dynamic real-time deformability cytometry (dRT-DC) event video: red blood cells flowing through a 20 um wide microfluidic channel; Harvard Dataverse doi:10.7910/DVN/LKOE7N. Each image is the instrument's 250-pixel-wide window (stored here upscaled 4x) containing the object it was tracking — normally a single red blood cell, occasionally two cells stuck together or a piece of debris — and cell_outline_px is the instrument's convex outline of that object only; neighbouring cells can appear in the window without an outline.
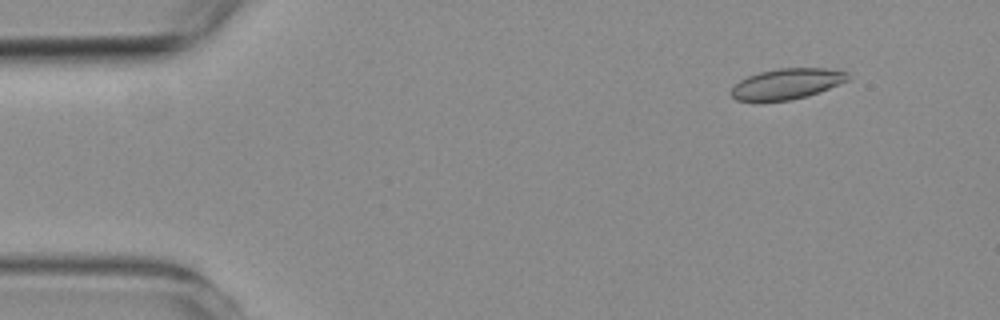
{"species": "common noctule bat (a hibernating species)", "species_latin": "Nyctalus noctula", "temperature_condition": "room temperature", "stored_images_in_passage": 4, "camera_frame_rate_fps": 3000, "um_per_image_px": 0.085, "animal": {"sex": "female", "body_mass_g": 19.3, "forearm_length_mm": 54.1}, "frame": {"image": 1, "passage_image": 2, "time_ms": 1.667, "image_size_px": [1000, 320], "cell_outline_px": [[848, 80], [828, 88], [804, 96], [788, 100], [736, 100], [732, 96], [732, 88], [740, 80], [748, 76], [760, 72], [780, 68], [828, 68], [848, 72]], "centroid_in_image_um": [66.89, 7.1], "position_along_channel_um": 18.1, "area_um2": 20.23}}
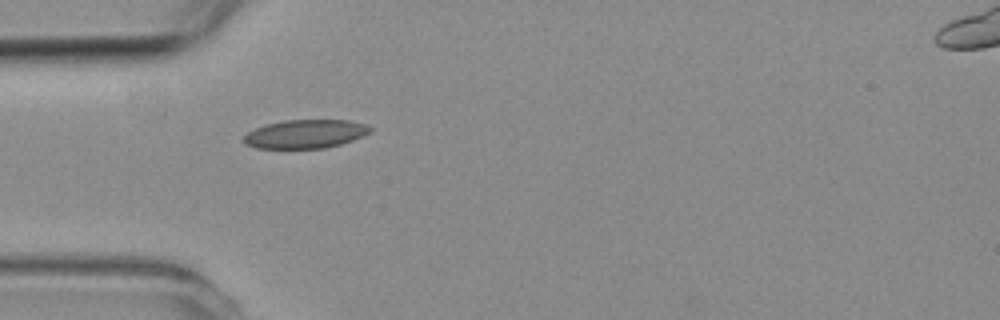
{"frame": {"image": 2, "passage_image": 4, "time_ms": 5.0, "image_size_px": [1000, 320], "cell_outline_px": [[372, 128], [364, 136], [340, 144], [324, 148], [256, 148], [248, 144], [244, 140], [244, 136], [248, 132], [256, 128], [268, 124], [284, 120], [348, 120], [364, 124]], "centroid_in_image_um": [25.97, 11.38], "position_along_channel_um": 59.0, "area_um2": 20.75}}